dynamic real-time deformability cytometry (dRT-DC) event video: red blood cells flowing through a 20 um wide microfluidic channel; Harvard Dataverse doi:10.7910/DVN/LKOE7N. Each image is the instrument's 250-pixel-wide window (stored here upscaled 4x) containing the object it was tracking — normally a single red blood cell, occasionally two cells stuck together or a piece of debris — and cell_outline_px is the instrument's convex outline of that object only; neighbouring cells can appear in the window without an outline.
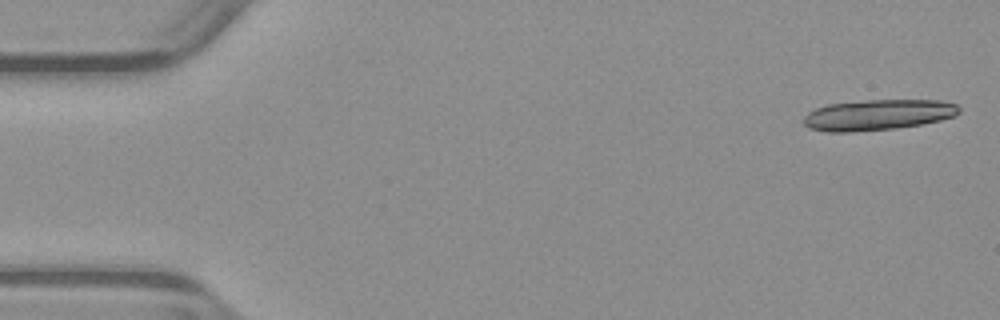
{"species": "common noctule bat (a hibernating species)", "species_latin": "Nyctalus noctula", "temperature_condition": "warm", "stored_images_in_passage": 18, "camera_frame_rate_fps": 3000, "um_per_image_px": 0.085, "animal": {"sex": "male", "body_mass_g": 23.1, "forearm_length_mm": 52.7}, "frame": {"image": 1, "passage_image": 1, "time_ms": 0.0, "image_size_px": [1000, 320], "cell_outline_px": [[960, 112], [956, 116], [940, 120], [920, 124], [896, 128], [852, 132], [828, 132], [808, 128], [804, 124], [804, 116], [808, 112], [816, 108], [828, 104], [864, 100], [940, 100], [956, 104], [960, 108]], "centroid_in_image_um": [74.61, 9.76], "position_along_channel_um": 10.4, "area_um2": 27.92}}